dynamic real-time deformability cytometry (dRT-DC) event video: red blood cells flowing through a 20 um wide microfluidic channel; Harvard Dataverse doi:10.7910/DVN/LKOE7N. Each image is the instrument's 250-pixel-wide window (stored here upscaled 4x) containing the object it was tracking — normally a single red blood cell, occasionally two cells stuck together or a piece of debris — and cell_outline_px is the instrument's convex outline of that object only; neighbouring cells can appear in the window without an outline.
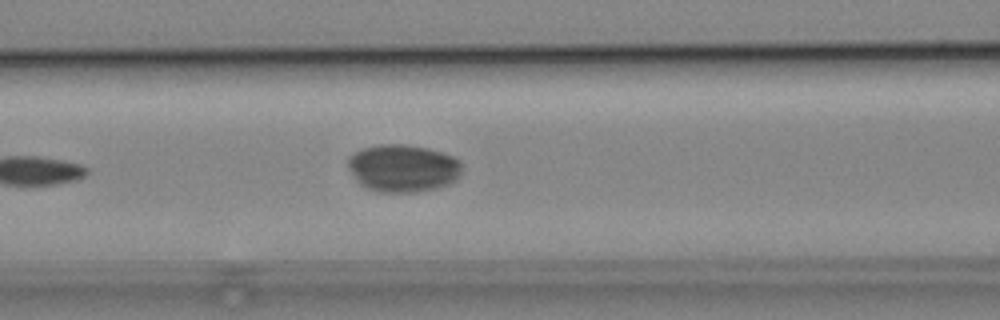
{"species": "common noctule bat (a hibernating species)", "species_latin": "Nyctalus noctula", "temperature_condition": "cold", "stored_images_in_passage": 7, "camera_frame_rate_fps": 3000, "um_per_image_px": 0.085, "animal": {"sex": "male", "body_mass_g": 19.2, "forearm_length_mm": 51.8}, "frame": {"image": 1, "passage_image": 7, "time_ms": 7.0, "image_size_px": [1000, 320], "cell_outline_px": [[460, 176], [456, 180], [448, 184], [436, 188], [416, 192], [380, 192], [364, 188], [356, 180], [348, 168], [348, 160], [356, 152], [364, 148], [380, 144], [404, 144], [428, 148], [452, 156], [460, 160]], "centroid_in_image_um": [34.25, 14.3], "position_along_channel_um": 132.4, "area_um2": 31.5}}